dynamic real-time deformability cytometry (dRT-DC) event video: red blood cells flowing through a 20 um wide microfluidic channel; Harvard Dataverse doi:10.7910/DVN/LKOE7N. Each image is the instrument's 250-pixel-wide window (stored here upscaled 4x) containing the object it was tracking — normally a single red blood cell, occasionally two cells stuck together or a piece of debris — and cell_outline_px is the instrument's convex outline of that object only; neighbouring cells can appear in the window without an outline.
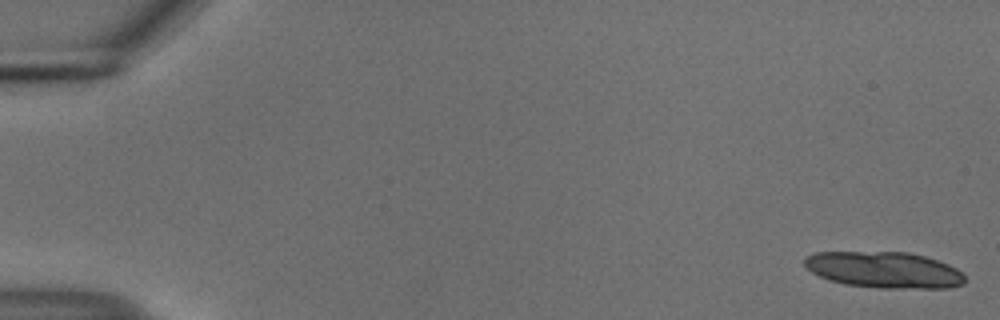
{"species": "common noctule bat (a hibernating species)", "species_latin": "Nyctalus noctula", "temperature_condition": "cold", "stored_images_in_passage": 17, "camera_frame_rate_fps": 3000, "um_per_image_px": 0.085, "animal": {"sex": "male", "body_mass_g": 18.8}, "frame": {"image": 1, "passage_image": 1, "time_ms": 0.0, "image_size_px": [1000, 320], "cell_outline_px": [[964, 284], [948, 288], [880, 288], [844, 284], [828, 280], [812, 272], [804, 264], [804, 256], [816, 252], [908, 252], [924, 256], [948, 264], [956, 268], [964, 276]], "centroid_in_image_um": [75.13, 22.94], "position_along_channel_um": 9.9, "area_um2": 33.87}}